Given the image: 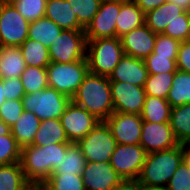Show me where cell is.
<instances>
[{"instance_id":"1","label":"cell","mask_w":190,"mask_h":190,"mask_svg":"<svg viewBox=\"0 0 190 190\" xmlns=\"http://www.w3.org/2000/svg\"><path fill=\"white\" fill-rule=\"evenodd\" d=\"M71 101L100 121H105L114 112L109 78L89 72Z\"/></svg>"},{"instance_id":"2","label":"cell","mask_w":190,"mask_h":190,"mask_svg":"<svg viewBox=\"0 0 190 190\" xmlns=\"http://www.w3.org/2000/svg\"><path fill=\"white\" fill-rule=\"evenodd\" d=\"M69 144L30 145L22 148L20 163L26 180L29 183L46 181L60 165Z\"/></svg>"},{"instance_id":"3","label":"cell","mask_w":190,"mask_h":190,"mask_svg":"<svg viewBox=\"0 0 190 190\" xmlns=\"http://www.w3.org/2000/svg\"><path fill=\"white\" fill-rule=\"evenodd\" d=\"M183 161V144L148 153L137 181L143 185L166 187Z\"/></svg>"},{"instance_id":"4","label":"cell","mask_w":190,"mask_h":190,"mask_svg":"<svg viewBox=\"0 0 190 190\" xmlns=\"http://www.w3.org/2000/svg\"><path fill=\"white\" fill-rule=\"evenodd\" d=\"M124 55L118 37L87 40L86 59L92 74L109 77Z\"/></svg>"},{"instance_id":"5","label":"cell","mask_w":190,"mask_h":190,"mask_svg":"<svg viewBox=\"0 0 190 190\" xmlns=\"http://www.w3.org/2000/svg\"><path fill=\"white\" fill-rule=\"evenodd\" d=\"M48 86L70 99L89 73L87 59L73 63L50 62L46 67Z\"/></svg>"},{"instance_id":"6","label":"cell","mask_w":190,"mask_h":190,"mask_svg":"<svg viewBox=\"0 0 190 190\" xmlns=\"http://www.w3.org/2000/svg\"><path fill=\"white\" fill-rule=\"evenodd\" d=\"M21 100L24 110L33 112L41 121L60 119L71 101L69 97L49 86L43 91L25 94Z\"/></svg>"},{"instance_id":"7","label":"cell","mask_w":190,"mask_h":190,"mask_svg":"<svg viewBox=\"0 0 190 190\" xmlns=\"http://www.w3.org/2000/svg\"><path fill=\"white\" fill-rule=\"evenodd\" d=\"M87 162H108L116 148V140L105 121L99 123L76 142Z\"/></svg>"},{"instance_id":"8","label":"cell","mask_w":190,"mask_h":190,"mask_svg":"<svg viewBox=\"0 0 190 190\" xmlns=\"http://www.w3.org/2000/svg\"><path fill=\"white\" fill-rule=\"evenodd\" d=\"M48 51L51 62L73 63L86 59L87 39L84 30H62Z\"/></svg>"},{"instance_id":"9","label":"cell","mask_w":190,"mask_h":190,"mask_svg":"<svg viewBox=\"0 0 190 190\" xmlns=\"http://www.w3.org/2000/svg\"><path fill=\"white\" fill-rule=\"evenodd\" d=\"M30 23L9 1L0 2V46H20L28 39Z\"/></svg>"},{"instance_id":"10","label":"cell","mask_w":190,"mask_h":190,"mask_svg":"<svg viewBox=\"0 0 190 190\" xmlns=\"http://www.w3.org/2000/svg\"><path fill=\"white\" fill-rule=\"evenodd\" d=\"M146 155L140 144H117L110 164L124 180H137Z\"/></svg>"},{"instance_id":"11","label":"cell","mask_w":190,"mask_h":190,"mask_svg":"<svg viewBox=\"0 0 190 190\" xmlns=\"http://www.w3.org/2000/svg\"><path fill=\"white\" fill-rule=\"evenodd\" d=\"M120 12V1L102 0L98 12L84 32L87 40L116 37V20Z\"/></svg>"},{"instance_id":"12","label":"cell","mask_w":190,"mask_h":190,"mask_svg":"<svg viewBox=\"0 0 190 190\" xmlns=\"http://www.w3.org/2000/svg\"><path fill=\"white\" fill-rule=\"evenodd\" d=\"M60 120L68 140L74 143L84 138L100 121L72 101L67 105Z\"/></svg>"},{"instance_id":"13","label":"cell","mask_w":190,"mask_h":190,"mask_svg":"<svg viewBox=\"0 0 190 190\" xmlns=\"http://www.w3.org/2000/svg\"><path fill=\"white\" fill-rule=\"evenodd\" d=\"M105 122L117 144H140L143 124L140 114L113 112Z\"/></svg>"},{"instance_id":"14","label":"cell","mask_w":190,"mask_h":190,"mask_svg":"<svg viewBox=\"0 0 190 190\" xmlns=\"http://www.w3.org/2000/svg\"><path fill=\"white\" fill-rule=\"evenodd\" d=\"M114 112L141 114L146 93L144 87L110 81Z\"/></svg>"},{"instance_id":"15","label":"cell","mask_w":190,"mask_h":190,"mask_svg":"<svg viewBox=\"0 0 190 190\" xmlns=\"http://www.w3.org/2000/svg\"><path fill=\"white\" fill-rule=\"evenodd\" d=\"M86 190H115L124 179L108 162H87L82 173Z\"/></svg>"},{"instance_id":"16","label":"cell","mask_w":190,"mask_h":190,"mask_svg":"<svg viewBox=\"0 0 190 190\" xmlns=\"http://www.w3.org/2000/svg\"><path fill=\"white\" fill-rule=\"evenodd\" d=\"M178 144L169 122L153 123L143 121L140 145L147 154L167 150Z\"/></svg>"},{"instance_id":"17","label":"cell","mask_w":190,"mask_h":190,"mask_svg":"<svg viewBox=\"0 0 190 190\" xmlns=\"http://www.w3.org/2000/svg\"><path fill=\"white\" fill-rule=\"evenodd\" d=\"M156 36L146 24L131 30L120 37L124 54L145 60L154 51Z\"/></svg>"},{"instance_id":"18","label":"cell","mask_w":190,"mask_h":190,"mask_svg":"<svg viewBox=\"0 0 190 190\" xmlns=\"http://www.w3.org/2000/svg\"><path fill=\"white\" fill-rule=\"evenodd\" d=\"M147 76L148 71L144 60L124 55L108 78L110 81L144 87Z\"/></svg>"},{"instance_id":"19","label":"cell","mask_w":190,"mask_h":190,"mask_svg":"<svg viewBox=\"0 0 190 190\" xmlns=\"http://www.w3.org/2000/svg\"><path fill=\"white\" fill-rule=\"evenodd\" d=\"M68 0H47L45 17L63 30H85L73 13Z\"/></svg>"},{"instance_id":"20","label":"cell","mask_w":190,"mask_h":190,"mask_svg":"<svg viewBox=\"0 0 190 190\" xmlns=\"http://www.w3.org/2000/svg\"><path fill=\"white\" fill-rule=\"evenodd\" d=\"M184 12L185 10L181 7L171 1H167L156 9H153L145 14V24L154 33L162 34L168 23L178 19V15H181Z\"/></svg>"},{"instance_id":"21","label":"cell","mask_w":190,"mask_h":190,"mask_svg":"<svg viewBox=\"0 0 190 190\" xmlns=\"http://www.w3.org/2000/svg\"><path fill=\"white\" fill-rule=\"evenodd\" d=\"M26 69V62L19 46H0V78H20Z\"/></svg>"},{"instance_id":"22","label":"cell","mask_w":190,"mask_h":190,"mask_svg":"<svg viewBox=\"0 0 190 190\" xmlns=\"http://www.w3.org/2000/svg\"><path fill=\"white\" fill-rule=\"evenodd\" d=\"M40 123L41 120L33 112L24 110L17 122L11 127V134L21 149L33 143Z\"/></svg>"},{"instance_id":"23","label":"cell","mask_w":190,"mask_h":190,"mask_svg":"<svg viewBox=\"0 0 190 190\" xmlns=\"http://www.w3.org/2000/svg\"><path fill=\"white\" fill-rule=\"evenodd\" d=\"M145 14L135 2H121L116 20V37L120 38L131 30L145 24Z\"/></svg>"},{"instance_id":"24","label":"cell","mask_w":190,"mask_h":190,"mask_svg":"<svg viewBox=\"0 0 190 190\" xmlns=\"http://www.w3.org/2000/svg\"><path fill=\"white\" fill-rule=\"evenodd\" d=\"M71 143L65 133L60 119H47L41 121L40 127L35 134L33 143L35 146H46L49 144Z\"/></svg>"},{"instance_id":"25","label":"cell","mask_w":190,"mask_h":190,"mask_svg":"<svg viewBox=\"0 0 190 190\" xmlns=\"http://www.w3.org/2000/svg\"><path fill=\"white\" fill-rule=\"evenodd\" d=\"M169 123L178 143L187 145L190 142V104L172 107Z\"/></svg>"},{"instance_id":"26","label":"cell","mask_w":190,"mask_h":190,"mask_svg":"<svg viewBox=\"0 0 190 190\" xmlns=\"http://www.w3.org/2000/svg\"><path fill=\"white\" fill-rule=\"evenodd\" d=\"M86 163L87 161L79 146L71 142L63 155L60 165L53 170L52 174H75L82 176Z\"/></svg>"},{"instance_id":"27","label":"cell","mask_w":190,"mask_h":190,"mask_svg":"<svg viewBox=\"0 0 190 190\" xmlns=\"http://www.w3.org/2000/svg\"><path fill=\"white\" fill-rule=\"evenodd\" d=\"M62 30L63 29H61L56 23L43 17L30 23L28 38L41 42L44 46L49 48L52 42L57 40Z\"/></svg>"},{"instance_id":"28","label":"cell","mask_w":190,"mask_h":190,"mask_svg":"<svg viewBox=\"0 0 190 190\" xmlns=\"http://www.w3.org/2000/svg\"><path fill=\"white\" fill-rule=\"evenodd\" d=\"M171 108V105L166 99L146 96L144 106L140 115L142 120L147 122H169Z\"/></svg>"},{"instance_id":"29","label":"cell","mask_w":190,"mask_h":190,"mask_svg":"<svg viewBox=\"0 0 190 190\" xmlns=\"http://www.w3.org/2000/svg\"><path fill=\"white\" fill-rule=\"evenodd\" d=\"M19 48L26 66L46 68L51 62L48 48L41 42L28 38Z\"/></svg>"},{"instance_id":"30","label":"cell","mask_w":190,"mask_h":190,"mask_svg":"<svg viewBox=\"0 0 190 190\" xmlns=\"http://www.w3.org/2000/svg\"><path fill=\"white\" fill-rule=\"evenodd\" d=\"M166 100L171 107L190 104V73L177 70Z\"/></svg>"},{"instance_id":"31","label":"cell","mask_w":190,"mask_h":190,"mask_svg":"<svg viewBox=\"0 0 190 190\" xmlns=\"http://www.w3.org/2000/svg\"><path fill=\"white\" fill-rule=\"evenodd\" d=\"M28 183L20 162L0 165V190H22Z\"/></svg>"},{"instance_id":"32","label":"cell","mask_w":190,"mask_h":190,"mask_svg":"<svg viewBox=\"0 0 190 190\" xmlns=\"http://www.w3.org/2000/svg\"><path fill=\"white\" fill-rule=\"evenodd\" d=\"M25 94L35 91H43L48 87V77L46 68L26 66L20 76Z\"/></svg>"},{"instance_id":"33","label":"cell","mask_w":190,"mask_h":190,"mask_svg":"<svg viewBox=\"0 0 190 190\" xmlns=\"http://www.w3.org/2000/svg\"><path fill=\"white\" fill-rule=\"evenodd\" d=\"M175 73L148 74L144 85L146 96L166 99Z\"/></svg>"},{"instance_id":"34","label":"cell","mask_w":190,"mask_h":190,"mask_svg":"<svg viewBox=\"0 0 190 190\" xmlns=\"http://www.w3.org/2000/svg\"><path fill=\"white\" fill-rule=\"evenodd\" d=\"M29 22L45 17L47 0H8Z\"/></svg>"},{"instance_id":"35","label":"cell","mask_w":190,"mask_h":190,"mask_svg":"<svg viewBox=\"0 0 190 190\" xmlns=\"http://www.w3.org/2000/svg\"><path fill=\"white\" fill-rule=\"evenodd\" d=\"M79 23L86 28L98 12L102 0H68Z\"/></svg>"},{"instance_id":"36","label":"cell","mask_w":190,"mask_h":190,"mask_svg":"<svg viewBox=\"0 0 190 190\" xmlns=\"http://www.w3.org/2000/svg\"><path fill=\"white\" fill-rule=\"evenodd\" d=\"M162 34L180 42L190 40V11H185L178 15V19L168 23Z\"/></svg>"},{"instance_id":"37","label":"cell","mask_w":190,"mask_h":190,"mask_svg":"<svg viewBox=\"0 0 190 190\" xmlns=\"http://www.w3.org/2000/svg\"><path fill=\"white\" fill-rule=\"evenodd\" d=\"M21 160V148L12 134L0 135V165L17 163Z\"/></svg>"},{"instance_id":"38","label":"cell","mask_w":190,"mask_h":190,"mask_svg":"<svg viewBox=\"0 0 190 190\" xmlns=\"http://www.w3.org/2000/svg\"><path fill=\"white\" fill-rule=\"evenodd\" d=\"M46 182L53 190H86L82 176L75 174H51Z\"/></svg>"},{"instance_id":"39","label":"cell","mask_w":190,"mask_h":190,"mask_svg":"<svg viewBox=\"0 0 190 190\" xmlns=\"http://www.w3.org/2000/svg\"><path fill=\"white\" fill-rule=\"evenodd\" d=\"M148 74L175 73L176 60H170V56L155 55L153 52L144 60Z\"/></svg>"},{"instance_id":"40","label":"cell","mask_w":190,"mask_h":190,"mask_svg":"<svg viewBox=\"0 0 190 190\" xmlns=\"http://www.w3.org/2000/svg\"><path fill=\"white\" fill-rule=\"evenodd\" d=\"M180 41L163 34H157L153 53L155 55L170 56V60H176Z\"/></svg>"},{"instance_id":"41","label":"cell","mask_w":190,"mask_h":190,"mask_svg":"<svg viewBox=\"0 0 190 190\" xmlns=\"http://www.w3.org/2000/svg\"><path fill=\"white\" fill-rule=\"evenodd\" d=\"M23 111L22 100H6L0 107V119L11 128Z\"/></svg>"},{"instance_id":"42","label":"cell","mask_w":190,"mask_h":190,"mask_svg":"<svg viewBox=\"0 0 190 190\" xmlns=\"http://www.w3.org/2000/svg\"><path fill=\"white\" fill-rule=\"evenodd\" d=\"M166 188L168 190H190V170L184 161L176 169Z\"/></svg>"},{"instance_id":"43","label":"cell","mask_w":190,"mask_h":190,"mask_svg":"<svg viewBox=\"0 0 190 190\" xmlns=\"http://www.w3.org/2000/svg\"><path fill=\"white\" fill-rule=\"evenodd\" d=\"M6 100H21L25 95L20 78L3 79Z\"/></svg>"},{"instance_id":"44","label":"cell","mask_w":190,"mask_h":190,"mask_svg":"<svg viewBox=\"0 0 190 190\" xmlns=\"http://www.w3.org/2000/svg\"><path fill=\"white\" fill-rule=\"evenodd\" d=\"M176 62L178 70L190 73V40L180 42Z\"/></svg>"},{"instance_id":"45","label":"cell","mask_w":190,"mask_h":190,"mask_svg":"<svg viewBox=\"0 0 190 190\" xmlns=\"http://www.w3.org/2000/svg\"><path fill=\"white\" fill-rule=\"evenodd\" d=\"M167 1L169 0H135V3L142 10V12L146 14Z\"/></svg>"},{"instance_id":"46","label":"cell","mask_w":190,"mask_h":190,"mask_svg":"<svg viewBox=\"0 0 190 190\" xmlns=\"http://www.w3.org/2000/svg\"><path fill=\"white\" fill-rule=\"evenodd\" d=\"M115 190H142V184L137 180H124Z\"/></svg>"},{"instance_id":"47","label":"cell","mask_w":190,"mask_h":190,"mask_svg":"<svg viewBox=\"0 0 190 190\" xmlns=\"http://www.w3.org/2000/svg\"><path fill=\"white\" fill-rule=\"evenodd\" d=\"M185 11H190V0H169Z\"/></svg>"},{"instance_id":"48","label":"cell","mask_w":190,"mask_h":190,"mask_svg":"<svg viewBox=\"0 0 190 190\" xmlns=\"http://www.w3.org/2000/svg\"><path fill=\"white\" fill-rule=\"evenodd\" d=\"M183 161L190 170V147L183 145Z\"/></svg>"},{"instance_id":"49","label":"cell","mask_w":190,"mask_h":190,"mask_svg":"<svg viewBox=\"0 0 190 190\" xmlns=\"http://www.w3.org/2000/svg\"><path fill=\"white\" fill-rule=\"evenodd\" d=\"M33 190H53L46 181L33 182Z\"/></svg>"},{"instance_id":"50","label":"cell","mask_w":190,"mask_h":190,"mask_svg":"<svg viewBox=\"0 0 190 190\" xmlns=\"http://www.w3.org/2000/svg\"><path fill=\"white\" fill-rule=\"evenodd\" d=\"M11 133V128L0 119V135H8Z\"/></svg>"},{"instance_id":"51","label":"cell","mask_w":190,"mask_h":190,"mask_svg":"<svg viewBox=\"0 0 190 190\" xmlns=\"http://www.w3.org/2000/svg\"><path fill=\"white\" fill-rule=\"evenodd\" d=\"M6 101L5 99V91L3 89V79L0 78V107Z\"/></svg>"},{"instance_id":"52","label":"cell","mask_w":190,"mask_h":190,"mask_svg":"<svg viewBox=\"0 0 190 190\" xmlns=\"http://www.w3.org/2000/svg\"><path fill=\"white\" fill-rule=\"evenodd\" d=\"M142 190H168V189L164 186H150L142 184Z\"/></svg>"},{"instance_id":"53","label":"cell","mask_w":190,"mask_h":190,"mask_svg":"<svg viewBox=\"0 0 190 190\" xmlns=\"http://www.w3.org/2000/svg\"><path fill=\"white\" fill-rule=\"evenodd\" d=\"M22 190H33V182L28 183Z\"/></svg>"},{"instance_id":"54","label":"cell","mask_w":190,"mask_h":190,"mask_svg":"<svg viewBox=\"0 0 190 190\" xmlns=\"http://www.w3.org/2000/svg\"><path fill=\"white\" fill-rule=\"evenodd\" d=\"M116 1H121V2H135V0H116Z\"/></svg>"}]
</instances>
